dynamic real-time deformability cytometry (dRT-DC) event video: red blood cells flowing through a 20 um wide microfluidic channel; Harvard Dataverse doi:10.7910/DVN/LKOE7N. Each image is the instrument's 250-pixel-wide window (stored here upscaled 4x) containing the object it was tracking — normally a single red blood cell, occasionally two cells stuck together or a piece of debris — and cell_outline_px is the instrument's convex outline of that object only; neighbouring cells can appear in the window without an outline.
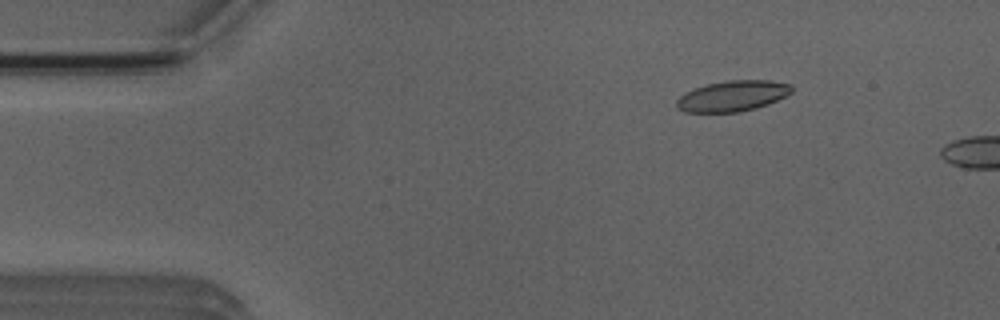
{"species": "Egyptian fruit bat (a non-hibernating species)", "species_latin": "Rousettus aegyptiacus", "temperature_condition": "room temperature", "stored_images_in_passage": 3, "camera_frame_rate_fps": 3000, "um_per_image_px": 0.085, "animal": {"sex": "male"}, "frame": {"image": 1, "passage_image": 2, "time_ms": 1.0, "image_size_px": [1000, 320], "cell_outline_px": [[792, 92], [768, 104], [756, 108], [740, 112], [684, 112], [676, 108], [676, 100], [684, 92], [708, 84], [724, 80], [772, 80], [792, 84]], "centroid_in_image_um": [62.26, 8.15], "position_along_channel_um": 22.7, "area_um2": 20.69}}